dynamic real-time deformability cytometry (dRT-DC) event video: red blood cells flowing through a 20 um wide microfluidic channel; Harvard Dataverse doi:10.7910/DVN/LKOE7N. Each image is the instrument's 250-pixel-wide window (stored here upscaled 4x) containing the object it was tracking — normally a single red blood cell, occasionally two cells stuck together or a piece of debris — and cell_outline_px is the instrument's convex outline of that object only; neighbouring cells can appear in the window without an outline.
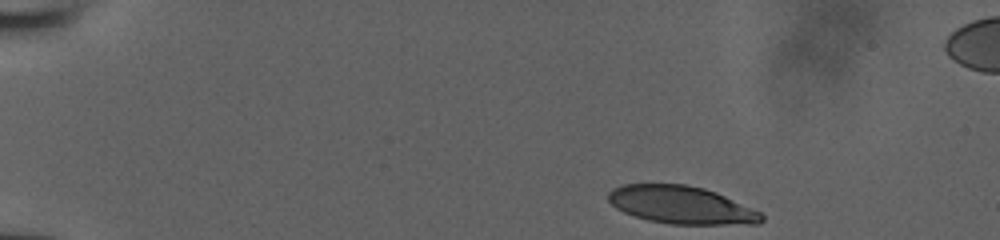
{"species": "human", "species_latin": "Homo sapiens", "temperature_condition": "room temperature", "stored_images_in_passage": 40, "camera_frame_rate_fps": 3000, "um_per_image_px": 0.085, "donor": {"sex": "male"}, "frame": {"image": 1, "passage_image": 1, "time_ms": 0.0, "image_size_px": [1000, 240], "cell_outline_px": [[764, 220], [760, 224], [672, 224], [648, 220], [624, 212], [616, 208], [608, 200], [608, 192], [612, 188], [624, 184], [684, 184], [704, 188], [716, 192], [760, 212], [764, 216]], "centroid_in_image_um": [57.9, 17.42], "position_along_channel_um": 27.1, "area_um2": 33.58}}
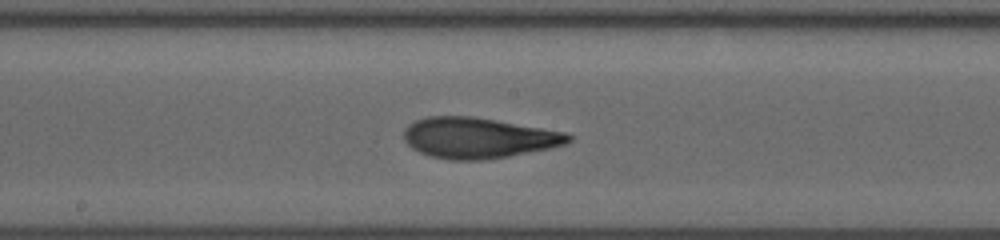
{"frame": {"image": 2, "passage_image": 22, "time_ms": 7.0, "image_size_px": [1000, 240], "cell_outline_px": [[572, 140], [568, 144], [552, 148], [508, 156], [484, 160], [448, 160], [432, 156], [420, 152], [412, 148], [404, 140], [404, 128], [408, 124], [416, 120], [428, 116], [472, 116], [496, 120], [564, 132], [572, 136]], "centroid_in_image_um": [40.65, 11.72], "position_along_channel_um": 207.5, "area_um2": 39.02}}
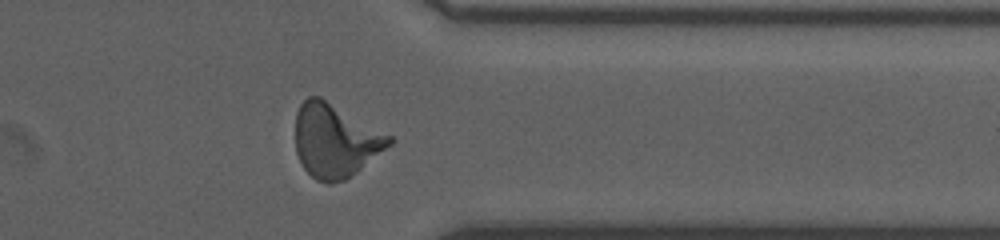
{"frame": {"image": 3, "passage_image": 35, "time_ms": 11.333, "image_size_px": [1000, 240], "cell_outline_px": [[392, 144], [356, 172], [344, 180], [332, 184], [328, 184], [316, 180], [304, 168], [296, 152], [296, 112], [300, 104], [308, 96], [320, 96], [392, 136]], "centroid_in_image_um": [28.48, 11.95], "position_along_channel_um": 382.9, "area_um2": 40.0}}